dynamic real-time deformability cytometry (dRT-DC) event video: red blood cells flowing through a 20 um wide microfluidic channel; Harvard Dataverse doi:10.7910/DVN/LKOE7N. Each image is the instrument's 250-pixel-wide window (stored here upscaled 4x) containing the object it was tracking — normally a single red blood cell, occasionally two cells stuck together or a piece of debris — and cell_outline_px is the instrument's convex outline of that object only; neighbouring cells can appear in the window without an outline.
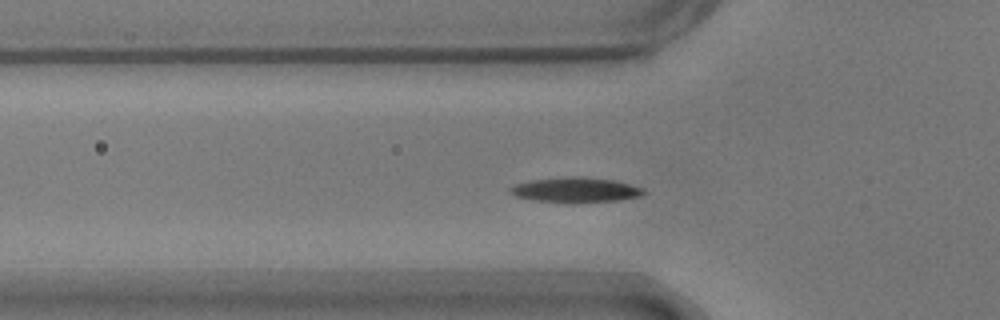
{"species": "common noctule bat (a hibernating species)", "species_latin": "Nyctalus noctula", "temperature_condition": "warm", "stored_images_in_passage": 20, "camera_frame_rate_fps": 3000, "um_per_image_px": 0.085, "animal": {"sex": "male", "body_mass_g": 17.9}, "frame": {"image": 1, "passage_image": 7, "time_ms": 2.0, "image_size_px": [1000, 320], "cell_outline_px": [[648, 192], [640, 196], [620, 200], [576, 204], [536, 200], [516, 196], [508, 192], [508, 188], [516, 184], [528, 180], [568, 176], [580, 176], [612, 180], [644, 188]], "centroid_in_image_um": [48.93, 16.15], "position_along_channel_um": 76.9, "area_um2": 19.83}}
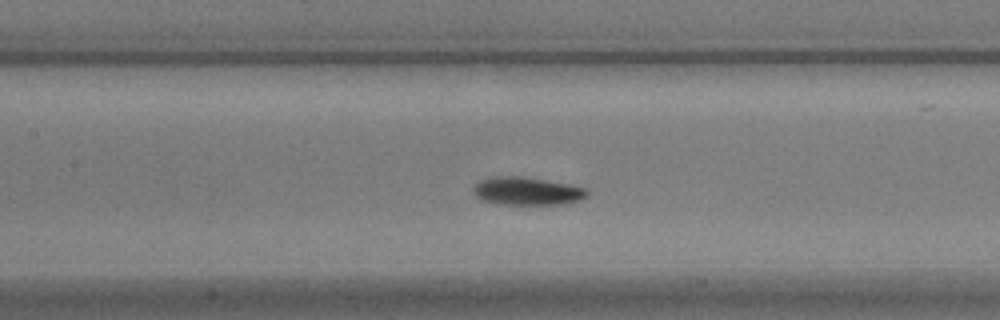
{"frame": {"image": 2, "passage_image": 14, "time_ms": 4.333, "image_size_px": [1000, 320], "cell_outline_px": [[588, 196], [580, 200], [564, 204], [500, 204], [480, 200], [476, 196], [476, 184], [480, 180], [496, 176], [520, 176], [568, 184], [584, 188], [588, 192]], "centroid_in_image_um": [44.82, 16.25], "position_along_channel_um": 162.6, "area_um2": 18.26}}
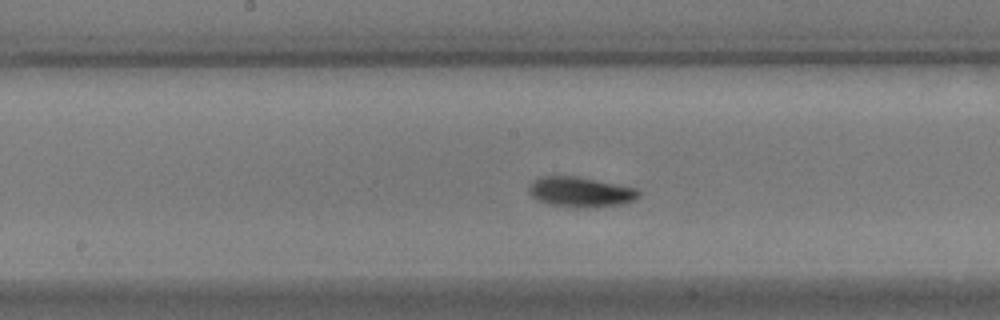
{"frame": {"image": 3, "passage_image": 17, "time_ms": 5.333, "image_size_px": [1000, 320], "cell_outline_px": [[640, 196], [624, 204], [576, 208], [552, 204], [540, 200], [532, 196], [528, 192], [528, 184], [532, 180], [540, 176], [576, 176], [636, 188], [640, 192]], "centroid_in_image_um": [49.31, 16.3], "position_along_channel_um": 198.9, "area_um2": 19.13}}